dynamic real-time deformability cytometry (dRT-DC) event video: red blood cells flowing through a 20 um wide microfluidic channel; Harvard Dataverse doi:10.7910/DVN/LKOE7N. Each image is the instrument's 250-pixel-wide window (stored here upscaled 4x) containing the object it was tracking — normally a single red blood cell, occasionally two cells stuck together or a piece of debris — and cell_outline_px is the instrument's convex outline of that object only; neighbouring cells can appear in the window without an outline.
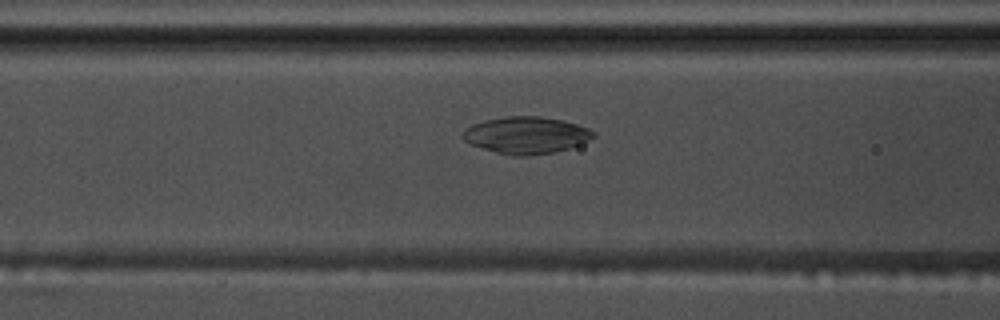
{"species": "common noctule bat (a hibernating species)", "species_latin": "Nyctalus noctula", "temperature_condition": "warm", "stored_images_in_passage": 37, "camera_frame_rate_fps": 3000, "um_per_image_px": 0.085, "animal": {"sex": "male", "body_mass_g": 17.5, "forearm_length_mm": 52.3}, "frame": {"image": 1, "passage_image": 10, "time_ms": 3.0, "image_size_px": [1000, 320], "cell_outline_px": [[596, 136], [588, 140], [568, 148], [552, 152], [528, 156], [512, 156], [496, 152], [472, 144], [464, 140], [460, 136], [472, 124], [484, 120], [504, 116], [540, 116], [564, 120], [588, 128], [596, 132]], "centroid_in_image_um": [44.73, 11.48], "position_along_channel_um": 121.9, "area_um2": 27.98}}
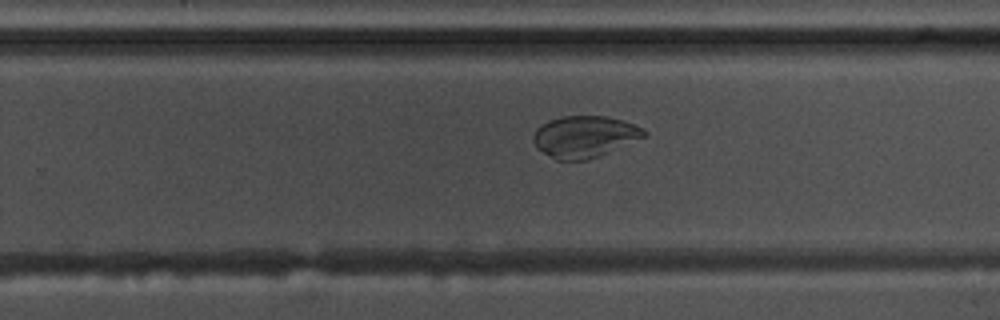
{"frame": {"image": 2, "passage_image": 23, "time_ms": 7.333, "image_size_px": [1000, 320], "cell_outline_px": [[648, 136], [588, 160], [556, 160], [536, 148], [532, 140], [532, 136], [536, 128], [540, 124], [548, 120], [560, 116], [604, 116], [620, 120], [644, 128], [648, 132]], "centroid_in_image_um": [49.66, 11.61], "position_along_channel_um": 280.1, "area_um2": 27.05}}
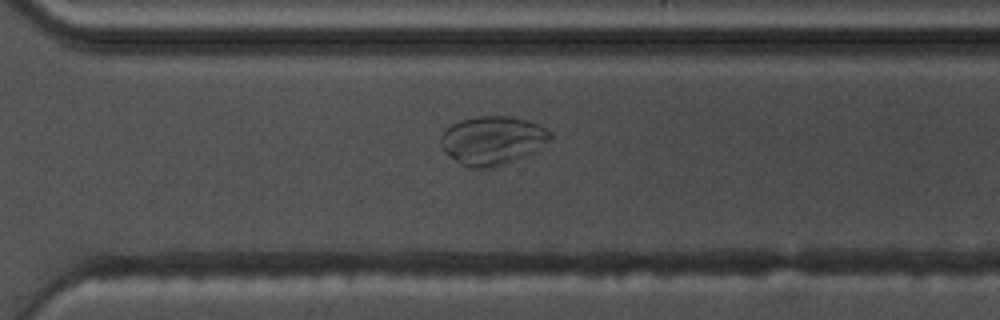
{"frame": {"image": 3, "passage_image": 27, "time_ms": 8.667, "image_size_px": [1000, 320], "cell_outline_px": [[552, 136], [548, 140], [532, 152], [524, 156], [504, 164], [492, 168], [468, 168], [460, 164], [444, 152], [440, 144], [440, 136], [444, 128], [460, 120], [480, 116], [508, 116], [528, 120], [552, 132]], "centroid_in_image_um": [41.79, 11.93], "position_along_channel_um": 328.8, "area_um2": 30.98}}